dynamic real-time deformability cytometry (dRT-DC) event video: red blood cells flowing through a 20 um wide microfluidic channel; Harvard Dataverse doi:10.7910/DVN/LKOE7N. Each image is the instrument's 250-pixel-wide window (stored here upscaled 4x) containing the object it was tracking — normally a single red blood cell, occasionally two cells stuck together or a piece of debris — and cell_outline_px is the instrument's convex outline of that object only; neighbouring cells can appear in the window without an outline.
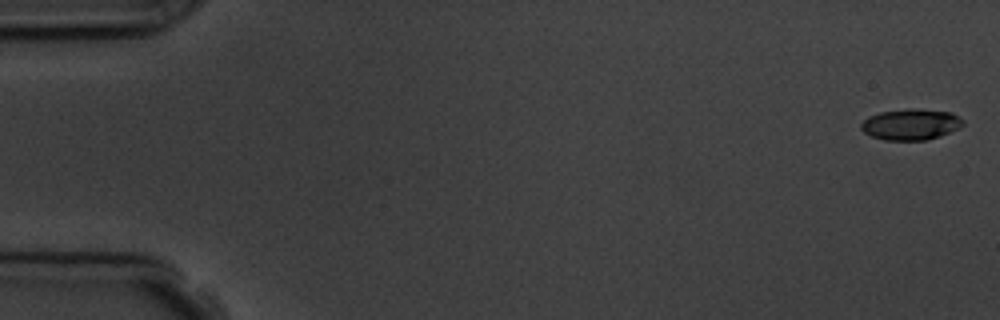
{"species": "common noctule bat (a hibernating species)", "species_latin": "Nyctalus noctula", "temperature_condition": "room temperature", "stored_images_in_passage": 4, "camera_frame_rate_fps": 3000, "um_per_image_px": 0.085, "animal": {"sex": "male", "body_mass_g": 19.5, "forearm_length_mm": 54.6}, "frame": {"image": 1, "passage_image": 1, "time_ms": 0.0, "image_size_px": [1000, 320], "cell_outline_px": [[964, 124], [940, 136], [924, 140], [884, 140], [872, 136], [864, 132], [860, 128], [860, 124], [868, 116], [880, 112], [912, 108], [952, 112], [964, 120]], "centroid_in_image_um": [77.39, 10.56], "position_along_channel_um": 7.6, "area_um2": 18.32}}